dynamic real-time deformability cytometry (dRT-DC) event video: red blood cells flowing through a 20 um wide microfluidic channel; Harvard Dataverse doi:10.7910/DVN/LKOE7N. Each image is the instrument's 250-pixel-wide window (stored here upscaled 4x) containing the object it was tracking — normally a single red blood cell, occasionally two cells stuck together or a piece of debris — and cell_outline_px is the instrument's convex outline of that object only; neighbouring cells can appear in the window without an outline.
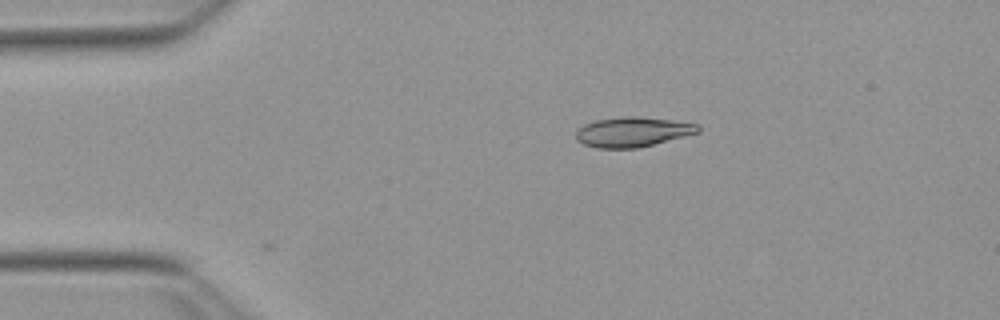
{"species": "Egyptian fruit bat (a non-hibernating species)", "species_latin": "Rousettus aegyptiacus", "temperature_condition": "warm", "stored_images_in_passage": 5, "camera_frame_rate_fps": 3000, "um_per_image_px": 0.085, "animal": {"sex": "female"}, "frame": {"image": 1, "passage_image": 2, "time_ms": 0.333, "image_size_px": [1000, 320], "cell_outline_px": [[700, 132], [636, 148], [596, 148], [584, 144], [576, 140], [576, 132], [584, 124], [596, 120], [624, 116], [636, 116], [700, 124]], "centroid_in_image_um": [53.75, 11.21], "position_along_channel_um": 31.2, "area_um2": 20.98}}